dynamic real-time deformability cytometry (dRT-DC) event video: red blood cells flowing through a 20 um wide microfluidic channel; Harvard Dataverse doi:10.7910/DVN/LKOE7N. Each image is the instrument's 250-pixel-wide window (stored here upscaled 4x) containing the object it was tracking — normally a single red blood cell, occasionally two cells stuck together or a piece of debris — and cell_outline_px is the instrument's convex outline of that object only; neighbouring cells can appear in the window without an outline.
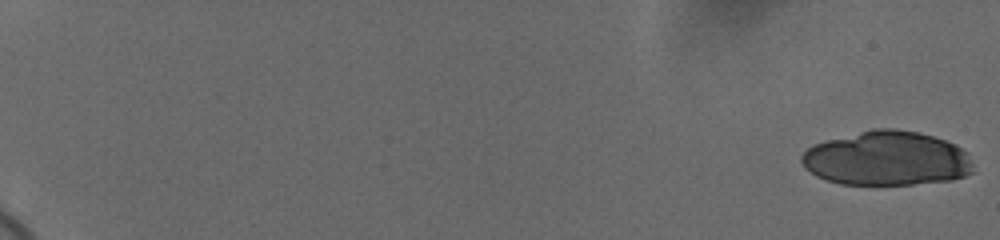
{"species": "human", "species_latin": "Homo sapiens", "temperature_condition": "cold", "stored_images_in_passage": 25, "camera_frame_rate_fps": 3000, "um_per_image_px": 0.085, "donor": {"sex": "female"}, "frame": {"image": 1, "passage_image": 1, "time_ms": 0.0, "image_size_px": [1000, 240], "cell_outline_px": [[972, 172], [964, 176], [952, 180], [912, 184], [840, 184], [824, 180], [816, 176], [804, 168], [800, 160], [800, 156], [812, 144], [876, 128], [892, 128], [916, 132], [932, 136], [956, 144], [968, 152], [972, 164]], "centroid_in_image_um": [75.36, 13.48], "position_along_channel_um": 9.6, "area_um2": 54.39}}
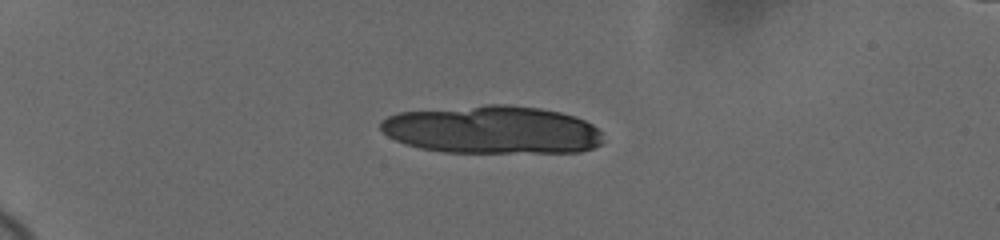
{"frame": {"image": 2, "passage_image": 17, "time_ms": 5.333, "image_size_px": [1000, 240], "cell_outline_px": [[604, 140], [600, 144], [592, 148], [580, 152], [444, 152], [420, 148], [404, 144], [388, 136], [380, 128], [380, 120], [388, 116], [400, 112], [488, 104], [504, 104], [540, 108], [560, 112], [576, 116], [592, 124], [600, 132]], "centroid_in_image_um": [41.83, 11.03], "position_along_channel_um": 43.2, "area_um2": 62.37}}